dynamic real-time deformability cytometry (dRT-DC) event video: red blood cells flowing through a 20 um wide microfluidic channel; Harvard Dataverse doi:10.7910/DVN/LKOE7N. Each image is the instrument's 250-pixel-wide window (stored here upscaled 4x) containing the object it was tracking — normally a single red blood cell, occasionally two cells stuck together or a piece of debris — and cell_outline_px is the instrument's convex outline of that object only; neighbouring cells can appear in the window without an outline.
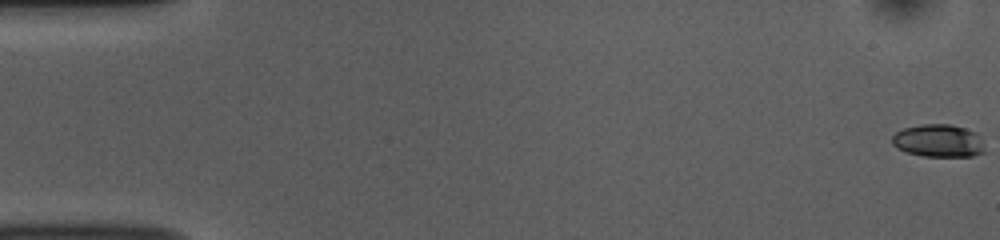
{"species": "common noctule bat (a hibernating species)", "species_latin": "Nyctalus noctula", "temperature_condition": "room temperature", "stored_images_in_passage": 54, "camera_frame_rate_fps": 3000, "um_per_image_px": 0.085, "animal": {"sex": "female", "body_mass_g": 10.0, "forearm_length_mm": 53.1}, "frame": {"image": 1, "passage_image": 1, "time_ms": 0.0, "image_size_px": [1000, 240], "cell_outline_px": [[984, 152], [972, 156], [924, 156], [908, 152], [896, 148], [892, 144], [892, 136], [896, 132], [904, 128], [920, 124], [952, 124], [976, 132], [984, 148]], "centroid_in_image_um": [79.74, 11.95], "position_along_channel_um": 5.3, "area_um2": 17.57}}
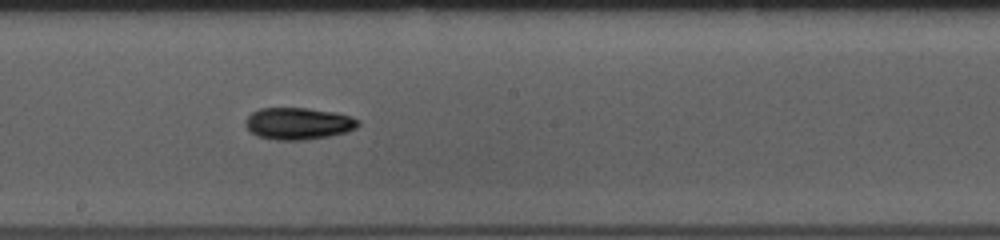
{"frame": {"image": 2, "passage_image": 30, "time_ms": 9.667, "image_size_px": [1000, 240], "cell_outline_px": [[360, 124], [356, 128], [348, 132], [328, 136], [304, 140], [276, 140], [260, 136], [252, 132], [244, 124], [248, 116], [252, 112], [260, 108], [308, 108], [336, 112], [352, 116], [360, 120]], "centroid_in_image_um": [25.41, 10.49], "position_along_channel_um": 222.8, "area_um2": 21.04}}
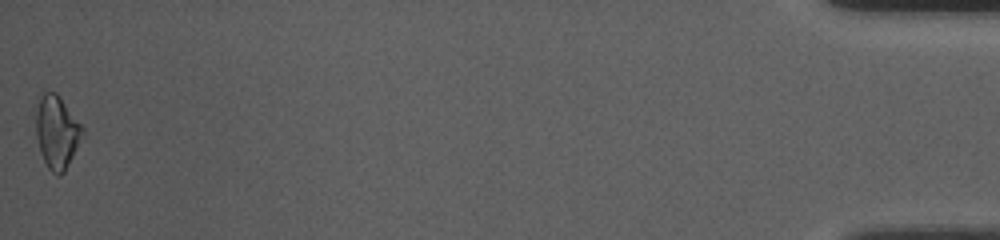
{"frame": {"image": 3, "passage_image": 54, "time_ms": 17.667, "image_size_px": [1000, 240], "cell_outline_px": [[84, 132], [64, 172], [60, 176], [56, 176], [48, 168], [40, 152], [36, 136], [36, 96], [40, 92], [56, 92], [60, 96], [84, 128]], "centroid_in_image_um": [4.79, 11.17], "position_along_channel_um": 430.4, "area_um2": 19.94}, "authors_computed_cell_mechanics": {"area_um2": 19.0451, "velocity_mm_per_s": 3.7823, "shape_relaxation_time_tau1_ms": 5.2193, "shape_relaxation_time_tau2_ms": null, "deformation_change_tau1": 0.1426, "deformation_change_tau2": null}}